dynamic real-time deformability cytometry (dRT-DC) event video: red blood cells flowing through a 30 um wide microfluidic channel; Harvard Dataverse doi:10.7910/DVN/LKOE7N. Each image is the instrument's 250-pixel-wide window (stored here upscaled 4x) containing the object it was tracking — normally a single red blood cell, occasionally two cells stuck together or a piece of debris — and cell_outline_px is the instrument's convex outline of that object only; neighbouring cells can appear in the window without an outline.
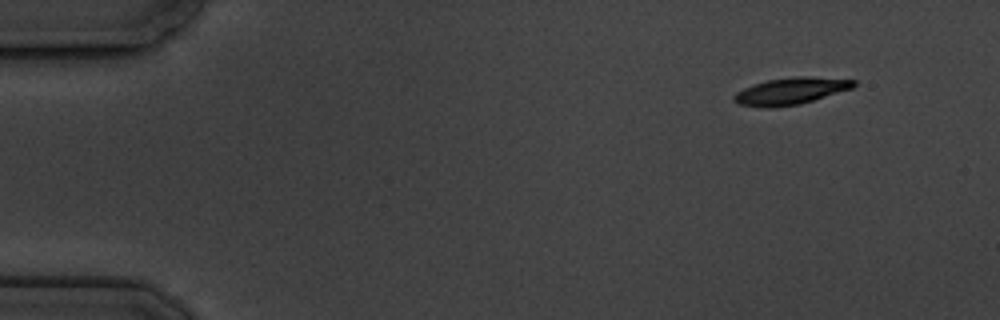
{"species": "common noctule bat (a hibernating species)", "species_latin": "Nyctalus noctula", "temperature_condition": "cold", "stored_images_in_passage": 14, "camera_frame_rate_fps": 3000, "um_per_image_px": 0.085, "animal": {"sex": "male", "body_mass_g": 19.5, "forearm_length_mm": 54.6}, "frame": {"image": 1, "passage_image": 1, "time_ms": 0.0, "image_size_px": [1000, 320], "cell_outline_px": [[856, 84], [852, 88], [800, 104], [764, 108], [740, 104], [732, 100], [732, 96], [736, 92], [744, 88], [768, 80], [796, 76], [808, 76], [856, 80]], "centroid_in_image_um": [67.2, 7.74], "position_along_channel_um": 17.8, "area_um2": 18.5}}
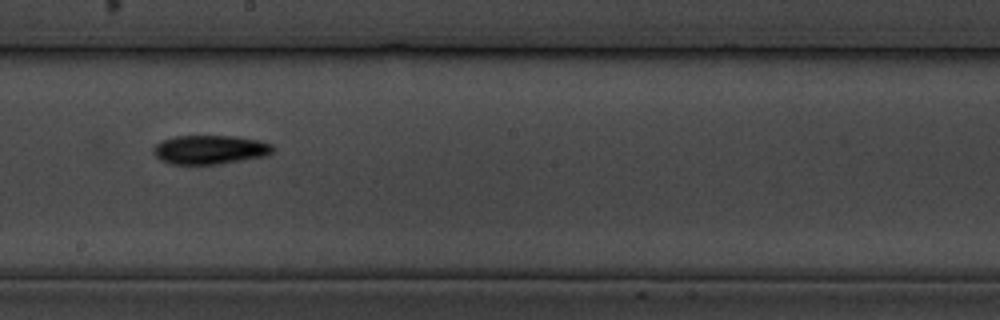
{"frame": {"image": 2, "passage_image": 8, "time_ms": 9.0, "image_size_px": [1000, 320], "cell_outline_px": [[276, 148], [272, 152], [264, 156], [220, 164], [168, 164], [160, 160], [152, 152], [152, 148], [160, 140], [176, 136], [236, 136], [256, 140], [272, 144]], "centroid_in_image_um": [17.8, 12.72], "position_along_channel_um": 230.4, "area_um2": 20.29}}
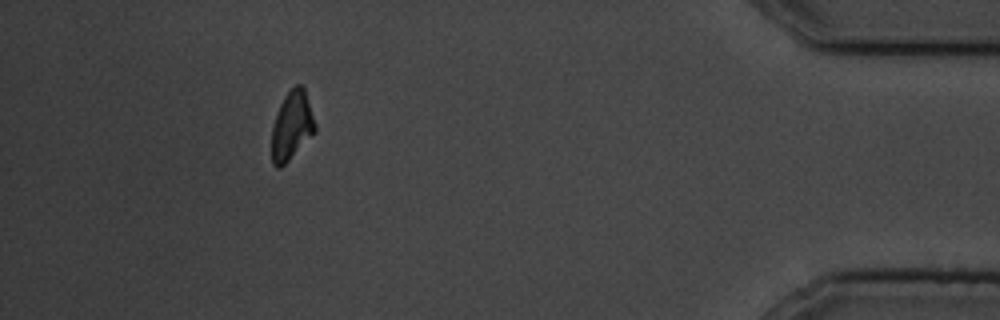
{"frame": {"image": 3, "passage_image": 13, "time_ms": 15.667, "image_size_px": [1000, 320], "cell_outline_px": [[316, 132], [280, 168], [276, 168], [272, 164], [272, 124], [280, 104], [284, 96], [296, 84], [304, 84], [316, 124]], "centroid_in_image_um": [24.81, 10.65], "position_along_channel_um": 410.4, "area_um2": 17.51}, "authors_computed_cell_mechanics": {"area_um2": 18.9873, "velocity_mm_per_s": 3.4955, "shape_relaxation_time_tau1_ms": 1.4048, "shape_relaxation_time_tau2_ms": 9.4696, "deformation_change_tau1": 0.0733, "deformation_change_tau2": 0.1646}}